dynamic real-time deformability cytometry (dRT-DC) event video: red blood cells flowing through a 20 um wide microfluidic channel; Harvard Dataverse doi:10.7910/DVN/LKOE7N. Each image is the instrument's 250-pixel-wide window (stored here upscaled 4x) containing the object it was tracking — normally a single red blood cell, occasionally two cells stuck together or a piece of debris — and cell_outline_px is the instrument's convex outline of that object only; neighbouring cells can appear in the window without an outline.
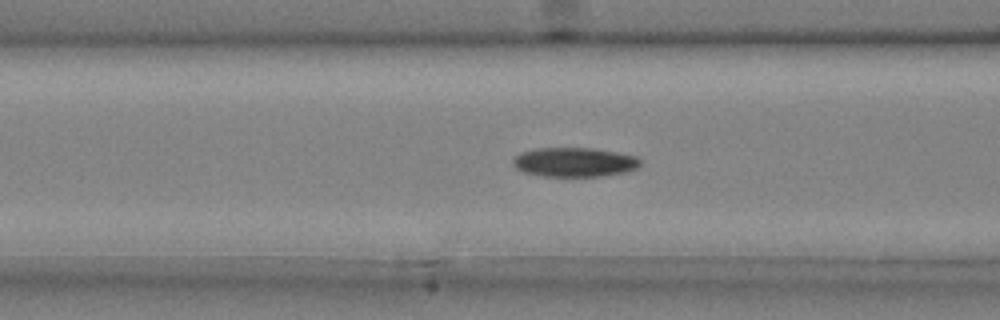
{"species": "common noctule bat (a hibernating species)", "species_latin": "Nyctalus noctula", "temperature_condition": "cold", "stored_images_in_passage": 44, "camera_frame_rate_fps": 3000, "um_per_image_px": 0.085, "animal": {"sex": "male", "body_mass_g": 20.4}, "frame": {"image": 1, "passage_image": 18, "time_ms": 5.667, "image_size_px": [1000, 320], "cell_outline_px": [[640, 164], [636, 168], [624, 172], [600, 176], [544, 176], [524, 172], [516, 168], [512, 164], [512, 160], [520, 152], [536, 148], [596, 148], [636, 156], [640, 160]], "centroid_in_image_um": [48.8, 13.77], "position_along_channel_um": 117.8, "area_um2": 21.68}}
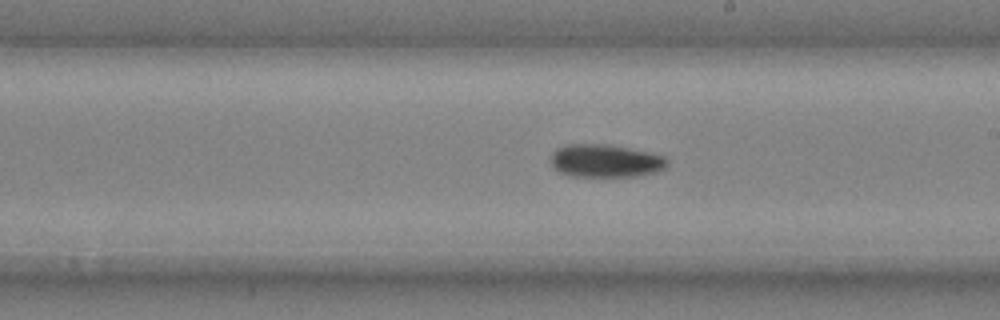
{"frame": {"image": 2, "passage_image": 27, "time_ms": 8.667, "image_size_px": [1000, 320], "cell_outline_px": [[668, 164], [664, 168], [656, 172], [636, 176], [572, 176], [560, 172], [552, 164], [552, 152], [556, 148], [568, 144], [608, 144], [628, 148], [664, 156], [668, 160]], "centroid_in_image_um": [51.46, 13.67], "position_along_channel_um": 237.5, "area_um2": 22.14}}
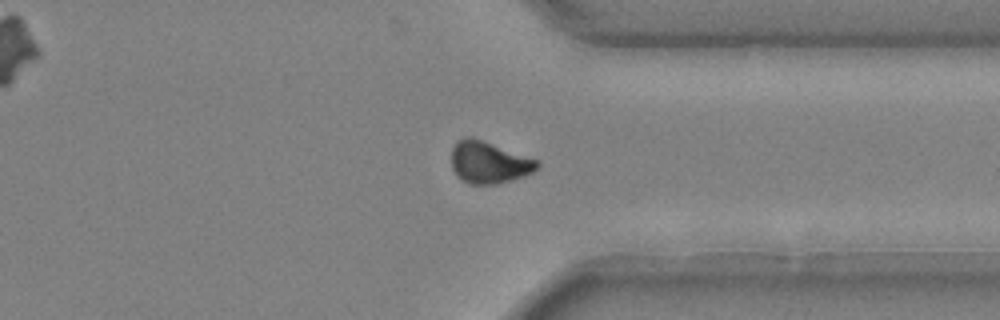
{"frame": {"image": 3, "passage_image": 37, "time_ms": 12.0, "image_size_px": [1000, 320], "cell_outline_px": [[540, 168], [524, 176], [496, 184], [468, 184], [460, 180], [456, 176], [452, 168], [452, 148], [456, 140], [464, 136], [472, 136], [540, 160]], "centroid_in_image_um": [41.55, 13.79], "position_along_channel_um": 369.8, "area_um2": 21.44}}